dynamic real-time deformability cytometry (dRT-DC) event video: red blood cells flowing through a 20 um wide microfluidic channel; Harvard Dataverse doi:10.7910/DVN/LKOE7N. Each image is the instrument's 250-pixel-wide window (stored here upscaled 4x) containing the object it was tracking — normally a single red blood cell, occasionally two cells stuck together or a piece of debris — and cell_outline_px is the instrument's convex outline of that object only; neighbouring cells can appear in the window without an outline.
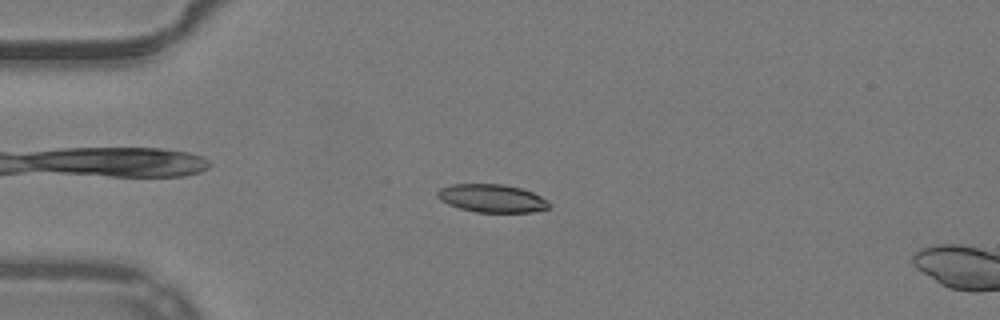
{"species": "common noctule bat (a hibernating species)", "species_latin": "Nyctalus noctula", "temperature_condition": "warm", "stored_images_in_passage": 15, "camera_frame_rate_fps": 3000, "um_per_image_px": 0.085, "animal": {"sex": "male", "body_mass_g": 19.2, "forearm_length_mm": 51.8}, "frame": {"image": 1, "passage_image": 13, "time_ms": 4.0, "image_size_px": [1000, 320], "cell_outline_px": [[548, 208], [532, 212], [476, 212], [460, 208], [448, 204], [440, 200], [436, 196], [436, 192], [440, 188], [452, 184], [504, 184], [520, 188], [532, 192], [548, 200]], "centroid_in_image_um": [41.78, 16.85], "position_along_channel_um": 43.2, "area_um2": 18.21}}